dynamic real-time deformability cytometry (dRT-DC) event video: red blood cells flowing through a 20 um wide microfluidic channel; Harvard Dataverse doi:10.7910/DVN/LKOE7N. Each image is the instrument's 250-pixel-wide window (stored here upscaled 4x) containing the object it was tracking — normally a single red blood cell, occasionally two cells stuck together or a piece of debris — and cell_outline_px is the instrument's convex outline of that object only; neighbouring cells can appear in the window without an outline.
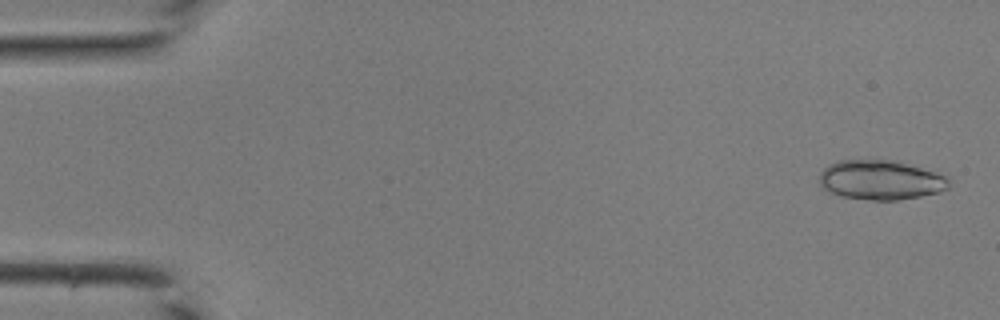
{"species": "common noctule bat (a hibernating species)", "species_latin": "Nyctalus noctula", "temperature_condition": "room temperature", "stored_images_in_passage": 36, "segment_of_instrument_passage": [1, 2], "camera_frame_rate_fps": 3000, "um_per_image_px": 0.085, "animal": {"sex": "male", "body_mass_g": 19.0, "forearm_length_mm": 50.8}, "frame": {"image": 1, "passage_image": 2, "time_ms": 0.333, "image_size_px": [1000, 320], "cell_outline_px": [[948, 188], [940, 192], [900, 200], [872, 200], [840, 196], [824, 188], [820, 184], [820, 172], [828, 164], [836, 160], [892, 160], [936, 172], [948, 176]], "centroid_in_image_um": [74.85, 15.3], "position_along_channel_um": 10.2, "area_um2": 29.77}}
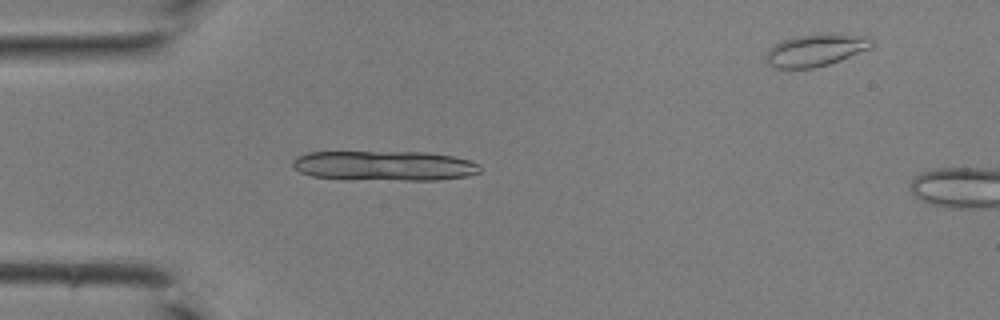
{"frame": {"image": 2, "passage_image": 13, "time_ms": 4.0, "image_size_px": [1000, 320], "cell_outline_px": [[480, 172], [468, 176], [436, 180], [404, 180], [312, 176], [300, 172], [292, 164], [292, 160], [296, 156], [308, 152], [428, 152], [452, 156], [468, 160], [480, 164]], "centroid_in_image_um": [32.72, 14.07], "position_along_channel_um": 52.3, "area_um2": 32.25}}